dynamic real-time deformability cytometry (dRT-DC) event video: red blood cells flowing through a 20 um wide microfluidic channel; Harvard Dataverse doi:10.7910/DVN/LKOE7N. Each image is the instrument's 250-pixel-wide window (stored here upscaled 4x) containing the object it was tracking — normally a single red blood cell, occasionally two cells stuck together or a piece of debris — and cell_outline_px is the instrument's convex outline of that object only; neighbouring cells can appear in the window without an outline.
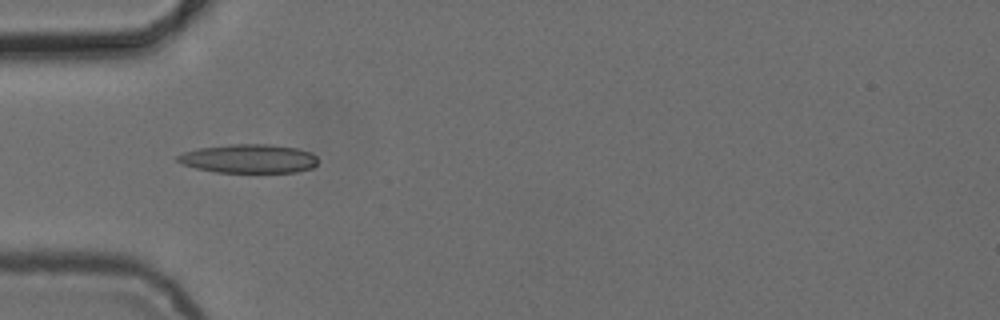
{"species": "common noctule bat (a hibernating species)", "species_latin": "Nyctalus noctula", "temperature_condition": "cold", "stored_images_in_passage": 6, "camera_frame_rate_fps": 3000, "um_per_image_px": 0.085, "animal": {"sex": "female", "body_mass_g": 24.6, "forearm_length_mm": 56.2}, "frame": {"image": 1, "passage_image": 4, "time_ms": 3.333, "image_size_px": [1000, 320], "cell_outline_px": [[316, 164], [312, 168], [296, 172], [216, 172], [196, 168], [184, 164], [176, 160], [176, 156], [184, 152], [200, 148], [232, 144], [272, 144], [296, 148], [312, 152], [316, 156]], "centroid_in_image_um": [21.17, 13.48], "position_along_channel_um": 63.8, "area_um2": 23.47}}
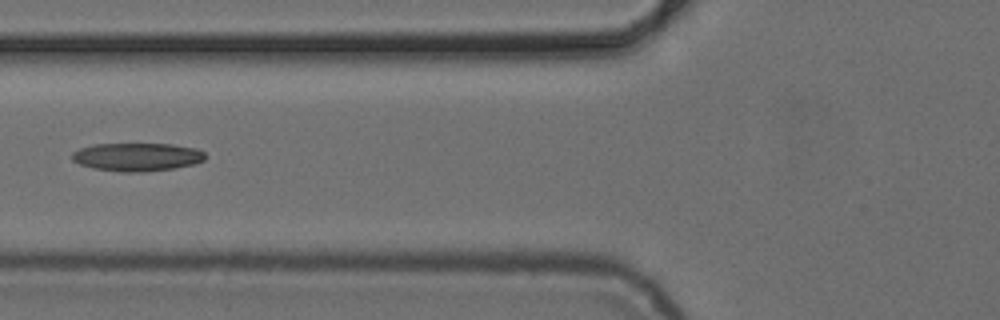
{"frame": {"image": 2, "passage_image": 5, "time_ms": 4.667, "image_size_px": [1000, 320], "cell_outline_px": [[208, 156], [204, 160], [196, 164], [176, 168], [144, 172], [120, 172], [92, 168], [80, 164], [72, 160], [72, 152], [80, 148], [92, 144], [172, 144], [196, 148], [204, 152]], "centroid_in_image_um": [11.68, 13.34], "position_along_channel_um": 114.1, "area_um2": 22.2}}
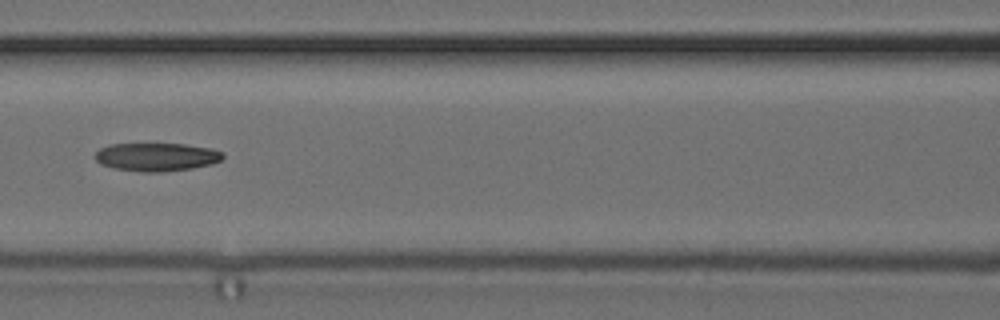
{"frame": {"image": 3, "passage_image": 6, "time_ms": 5.667, "image_size_px": [1000, 320], "cell_outline_px": [[224, 156], [220, 160], [212, 164], [192, 168], [160, 172], [140, 172], [112, 168], [100, 164], [92, 156], [100, 148], [108, 144], [184, 144], [212, 148], [224, 152]], "centroid_in_image_um": [13.28, 13.34], "position_along_channel_um": 153.3, "area_um2": 21.27}}